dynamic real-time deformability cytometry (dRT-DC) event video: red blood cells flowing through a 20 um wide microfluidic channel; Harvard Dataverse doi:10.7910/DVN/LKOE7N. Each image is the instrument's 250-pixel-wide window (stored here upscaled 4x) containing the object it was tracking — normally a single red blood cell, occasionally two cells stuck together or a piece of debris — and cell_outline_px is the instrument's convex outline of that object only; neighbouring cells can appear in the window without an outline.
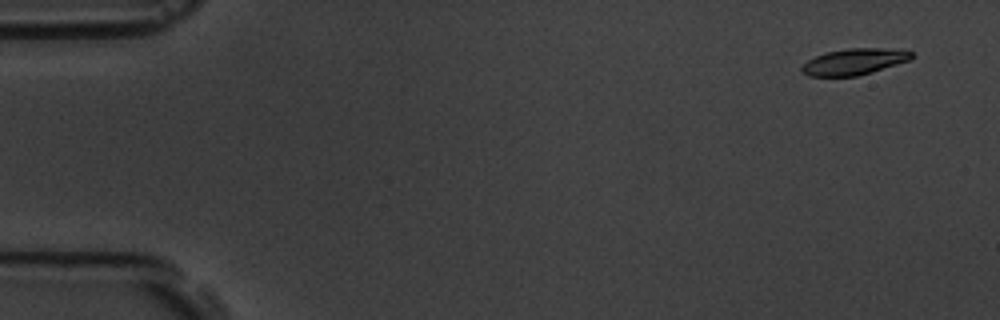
{"species": "common noctule bat (a hibernating species)", "species_latin": "Nyctalus noctula", "temperature_condition": "room temperature", "stored_images_in_passage": 5, "camera_frame_rate_fps": 3000, "um_per_image_px": 0.085, "animal": {"sex": "male", "body_mass_g": 19.5, "forearm_length_mm": 54.6}, "frame": {"image": 1, "passage_image": 1, "time_ms": 0.0, "image_size_px": [1000, 320], "cell_outline_px": [[912, 56], [908, 60], [872, 72], [856, 76], [808, 76], [800, 72], [800, 68], [808, 60], [816, 56], [828, 52], [848, 48], [880, 48], [912, 52]], "centroid_in_image_um": [72.53, 5.25], "position_along_channel_um": 12.5, "area_um2": 16.42}}
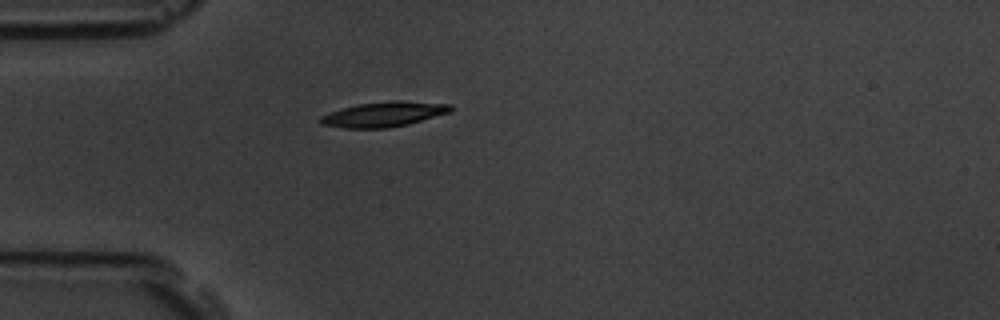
{"frame": {"image": 2, "passage_image": 4, "time_ms": 4.333, "image_size_px": [1000, 320], "cell_outline_px": [[452, 112], [408, 124], [388, 128], [344, 128], [320, 124], [316, 120], [320, 116], [356, 104], [392, 100], [400, 100], [452, 104]], "centroid_in_image_um": [32.64, 9.71], "position_along_channel_um": 52.4, "area_um2": 19.13}}